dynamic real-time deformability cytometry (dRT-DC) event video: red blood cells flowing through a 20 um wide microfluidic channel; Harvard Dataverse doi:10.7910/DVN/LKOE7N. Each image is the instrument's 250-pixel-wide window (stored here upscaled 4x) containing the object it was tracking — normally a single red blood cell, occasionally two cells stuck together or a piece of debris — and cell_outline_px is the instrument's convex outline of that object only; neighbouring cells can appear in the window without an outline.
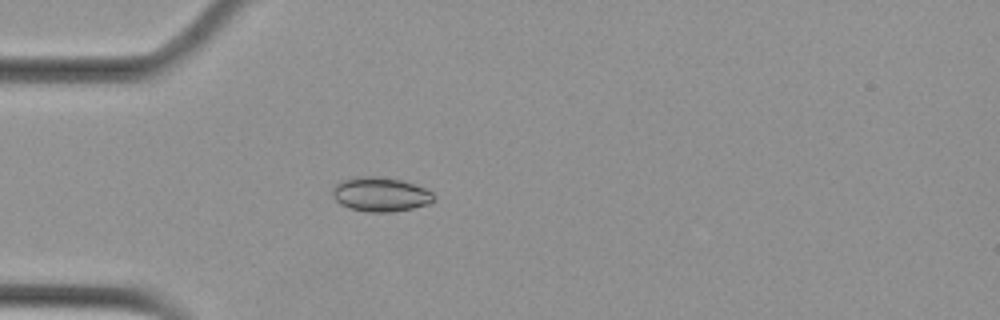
{"species": "Egyptian fruit bat (a non-hibernating species)", "species_latin": "Rousettus aegyptiacus", "temperature_condition": "cold", "stored_images_in_passage": 5, "camera_frame_rate_fps": 3000, "um_per_image_px": 0.085, "animal": {"sex": "female"}, "frame": {"image": 1, "passage_image": 4, "time_ms": 1.0, "image_size_px": [1000, 320], "cell_outline_px": [[436, 196], [428, 204], [412, 208], [392, 212], [368, 212], [348, 208], [340, 204], [332, 196], [332, 192], [336, 184], [344, 180], [364, 176], [376, 176], [400, 180], [424, 188], [432, 192]], "centroid_in_image_um": [32.33, 16.54], "position_along_channel_um": 52.7, "area_um2": 20.0}}